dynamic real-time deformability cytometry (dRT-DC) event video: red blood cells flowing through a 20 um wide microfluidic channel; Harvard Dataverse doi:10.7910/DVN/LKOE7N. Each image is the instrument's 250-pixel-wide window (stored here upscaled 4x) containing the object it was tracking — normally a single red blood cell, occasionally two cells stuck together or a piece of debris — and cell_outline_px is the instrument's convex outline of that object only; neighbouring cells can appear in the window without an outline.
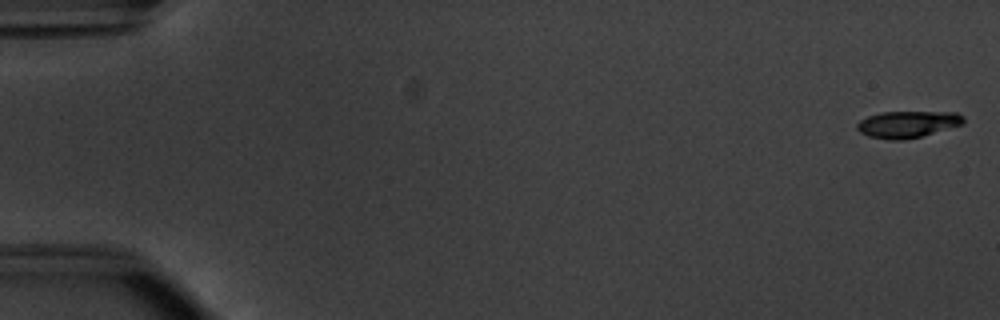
{"species": "common noctule bat (a hibernating species)", "species_latin": "Nyctalus noctula", "temperature_condition": "warm", "stored_images_in_passage": 11, "camera_frame_rate_fps": 3000, "um_per_image_px": 0.085, "animal": {"sex": "male", "body_mass_g": 20.1, "forearm_length_mm": 53.5}, "frame": {"image": 1, "passage_image": 1, "time_ms": 0.0, "image_size_px": [1000, 320], "cell_outline_px": [[964, 124], [920, 136], [904, 140], [892, 140], [868, 136], [860, 132], [856, 128], [856, 124], [860, 120], [868, 116], [880, 112], [956, 112], [964, 116]], "centroid_in_image_um": [77.13, 10.55], "position_along_channel_um": 7.9, "area_um2": 16.53}}